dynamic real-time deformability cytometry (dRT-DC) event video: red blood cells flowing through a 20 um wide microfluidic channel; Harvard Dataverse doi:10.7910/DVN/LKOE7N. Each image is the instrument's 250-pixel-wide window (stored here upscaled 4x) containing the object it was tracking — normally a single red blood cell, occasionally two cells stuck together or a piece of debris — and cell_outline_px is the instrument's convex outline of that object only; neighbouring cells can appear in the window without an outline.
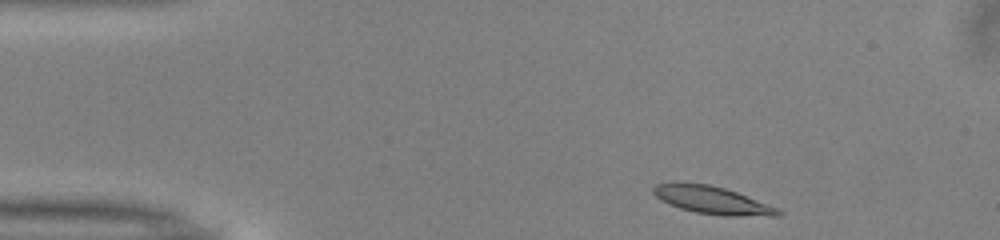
{"species": "common noctule bat (a hibernating species)", "species_latin": "Nyctalus noctula", "temperature_condition": "warm", "stored_images_in_passage": 9, "camera_frame_rate_fps": 3000, "um_per_image_px": 0.085, "animal": {"sex": "male", "body_mass_g": 13.0, "forearm_length_mm": 53.1}, "frame": {"image": 1, "passage_image": 1, "time_ms": 0.0, "image_size_px": [1000, 240], "cell_outline_px": [[784, 212], [780, 216], [720, 216], [696, 212], [680, 208], [660, 200], [652, 192], [652, 188], [656, 184], [676, 180], [708, 184], [724, 188], [736, 192], [776, 208]], "centroid_in_image_um": [60.46, 16.99], "position_along_channel_um": 24.5, "area_um2": 20.35}}